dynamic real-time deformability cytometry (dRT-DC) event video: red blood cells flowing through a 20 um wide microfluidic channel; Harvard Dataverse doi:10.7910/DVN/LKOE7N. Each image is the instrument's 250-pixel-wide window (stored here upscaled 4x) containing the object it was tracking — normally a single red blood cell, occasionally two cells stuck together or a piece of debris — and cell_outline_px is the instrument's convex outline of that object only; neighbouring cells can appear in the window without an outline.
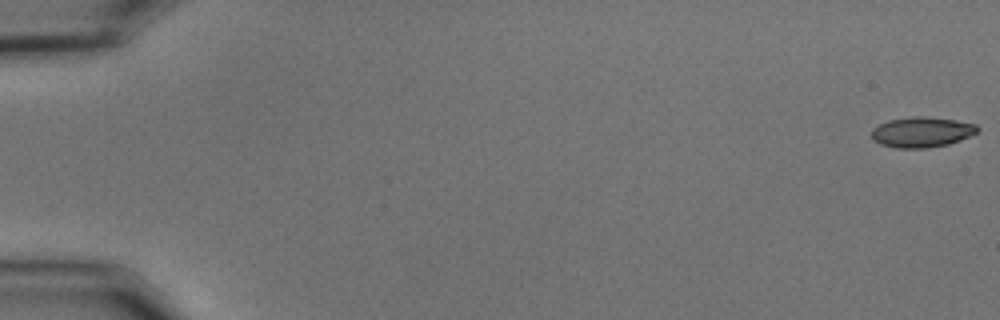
{"species": "common noctule bat (a hibernating species)", "species_latin": "Nyctalus noctula", "temperature_condition": "cold", "stored_images_in_passage": 12, "camera_frame_rate_fps": 3000, "um_per_image_px": 0.085, "animal": {"sex": "male", "body_mass_g": 15.6}, "frame": {"image": 1, "passage_image": 1, "time_ms": 0.0, "image_size_px": [1000, 320], "cell_outline_px": [[980, 128], [976, 132], [960, 140], [948, 144], [928, 148], [896, 148], [880, 144], [872, 140], [872, 128], [888, 120], [912, 116], [928, 116], [956, 120], [976, 124]], "centroid_in_image_um": [78.33, 11.22], "position_along_channel_um": 6.7, "area_um2": 18.84}}